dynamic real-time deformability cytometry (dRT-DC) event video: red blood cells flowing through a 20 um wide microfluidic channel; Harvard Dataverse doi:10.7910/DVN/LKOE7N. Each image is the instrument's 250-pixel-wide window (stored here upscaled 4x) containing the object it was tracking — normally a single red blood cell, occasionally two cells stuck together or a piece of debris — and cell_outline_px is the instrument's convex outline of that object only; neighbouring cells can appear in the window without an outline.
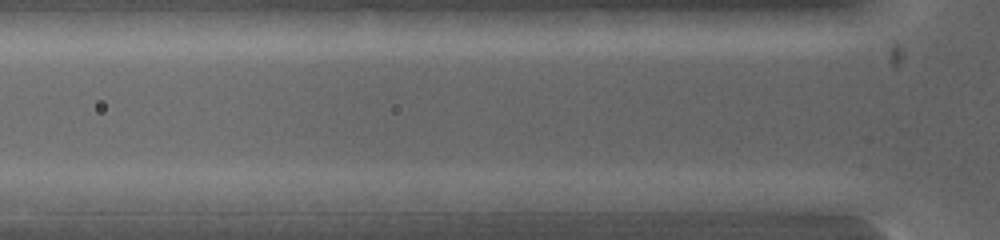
{"species": "common noctule bat (a hibernating species)", "species_latin": "Nyctalus noctula", "temperature_condition": "warm", "stored_images_in_passage": 4, "camera_frame_rate_fps": 5000, "um_per_image_px": 0.085, "animal": {"sex": "female", "body_mass_g": 19.0, "forearm_length_mm": 53.3}, "frame": {"image": 1, "passage_image": 3, "time_ms": 2.2, "image_size_px": [1000, 240], "cell_outline_px": [[608, 200], [588, 212], [500, 212], [496, 200], [512, 192], [600, 192]], "centroid_in_image_um": [46.79, 17.16], "position_along_channel_um": 79.0, "area_um2": 14.45}}